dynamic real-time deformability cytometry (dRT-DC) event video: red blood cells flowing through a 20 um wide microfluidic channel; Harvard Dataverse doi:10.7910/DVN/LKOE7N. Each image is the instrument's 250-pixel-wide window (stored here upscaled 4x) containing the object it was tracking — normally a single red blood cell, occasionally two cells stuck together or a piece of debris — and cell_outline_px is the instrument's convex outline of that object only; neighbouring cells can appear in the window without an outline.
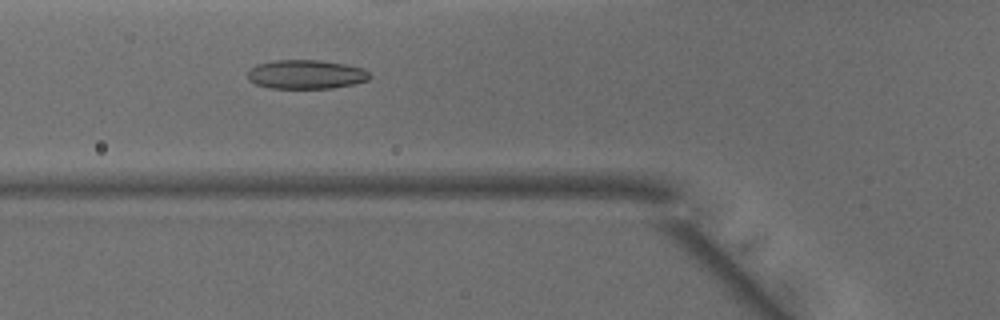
{"species": "common noctule bat (a hibernating species)", "species_latin": "Nyctalus noctula", "temperature_condition": "warm", "stored_images_in_passage": 48, "camera_frame_rate_fps": 3000, "um_per_image_px": 0.085, "animal": {"sex": "male", "body_mass_g": 15.6}, "frame": {"image": 1, "passage_image": 17, "time_ms": 5.333, "image_size_px": [1000, 320], "cell_outline_px": [[372, 76], [368, 80], [356, 84], [332, 88], [268, 88], [256, 84], [248, 80], [248, 72], [256, 64], [276, 60], [320, 60], [344, 64], [364, 68]], "centroid_in_image_um": [26.04, 6.33], "position_along_channel_um": 99.8, "area_um2": 20.75}}
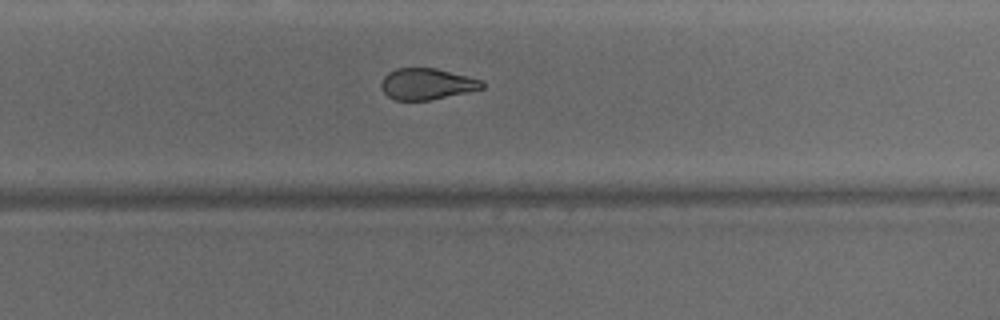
{"frame": {"image": 2, "passage_image": 31, "time_ms": 10.0, "image_size_px": [1000, 320], "cell_outline_px": [[484, 88], [468, 92], [428, 100], [392, 100], [380, 88], [380, 84], [384, 76], [388, 72], [396, 68], [436, 68], [484, 80]], "centroid_in_image_um": [36.27, 7.13], "position_along_channel_um": 293.5, "area_um2": 18.5}}
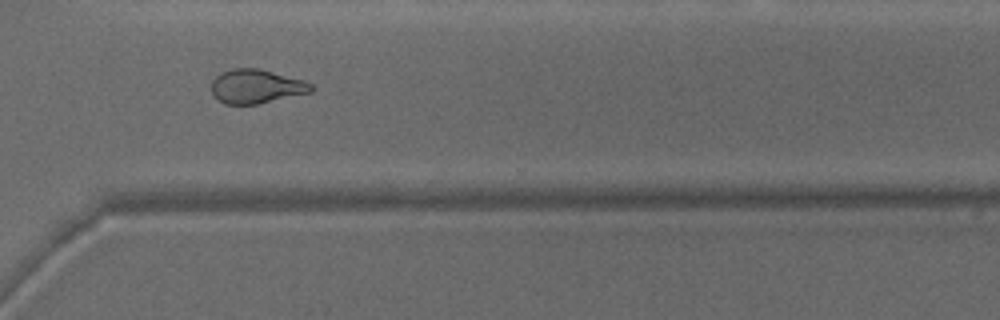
{"frame": {"image": 3, "passage_image": 35, "time_ms": 11.333, "image_size_px": [1000, 320], "cell_outline_px": [[312, 92], [256, 104], [224, 104], [212, 96], [212, 80], [220, 72], [232, 68], [260, 68], [304, 80], [312, 84]], "centroid_in_image_um": [21.75, 7.33], "position_along_channel_um": 348.8, "area_um2": 19.88}, "authors_computed_cell_mechanics": {"area_um2": 20.9236, "velocity_mm_per_s": 4.1396, "shape_relaxation_time_tau1_ms": null, "shape_relaxation_time_tau2_ms": 2.3971, "deformation_change_tau1": null, "deformation_change_tau2": 0.1059}}